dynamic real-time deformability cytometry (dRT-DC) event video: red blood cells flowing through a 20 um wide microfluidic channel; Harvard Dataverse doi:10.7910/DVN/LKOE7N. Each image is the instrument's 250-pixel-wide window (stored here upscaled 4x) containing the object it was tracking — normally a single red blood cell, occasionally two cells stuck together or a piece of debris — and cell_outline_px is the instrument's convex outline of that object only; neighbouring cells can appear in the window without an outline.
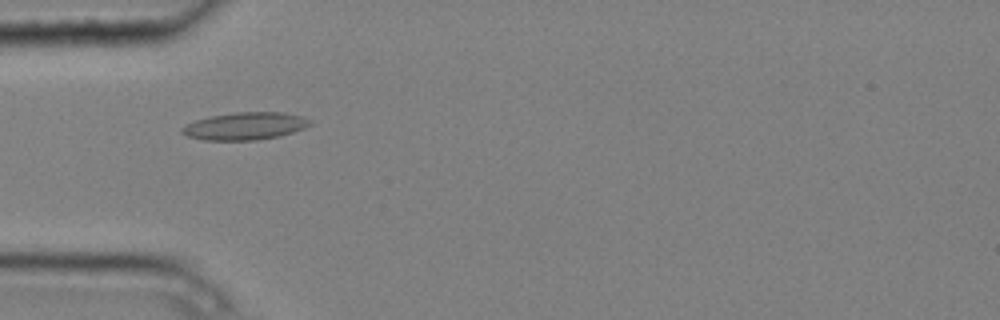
{"species": "common noctule bat (a hibernating species)", "species_latin": "Nyctalus noctula", "temperature_condition": "cold", "stored_images_in_passage": 6, "camera_frame_rate_fps": 3000, "um_per_image_px": 0.085, "animal": {"sex": "male", "body_mass_g": 20.4}, "frame": {"image": 1, "passage_image": 5, "time_ms": 1.333, "image_size_px": [1000, 320], "cell_outline_px": [[312, 124], [304, 128], [280, 136], [256, 140], [204, 140], [188, 136], [180, 132], [180, 128], [196, 120], [212, 116], [236, 112], [284, 112], [300, 116], [312, 120]], "centroid_in_image_um": [20.85, 10.71], "position_along_channel_um": 64.2, "area_um2": 20.4}}
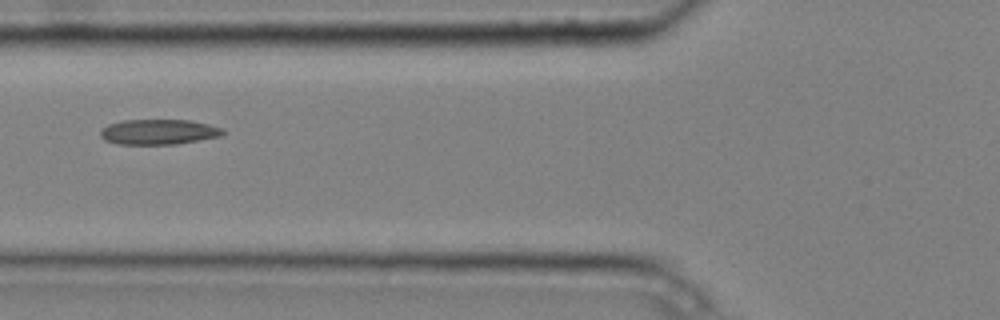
{"frame": {"image": 2, "passage_image": 6, "time_ms": 1.667, "image_size_px": [1000, 320], "cell_outline_px": [[228, 132], [220, 136], [176, 144], [116, 144], [104, 140], [100, 136], [100, 128], [108, 124], [124, 120], [188, 120], [208, 124], [224, 128]], "centroid_in_image_um": [13.47, 11.21], "position_along_channel_um": 112.3, "area_um2": 18.15}}